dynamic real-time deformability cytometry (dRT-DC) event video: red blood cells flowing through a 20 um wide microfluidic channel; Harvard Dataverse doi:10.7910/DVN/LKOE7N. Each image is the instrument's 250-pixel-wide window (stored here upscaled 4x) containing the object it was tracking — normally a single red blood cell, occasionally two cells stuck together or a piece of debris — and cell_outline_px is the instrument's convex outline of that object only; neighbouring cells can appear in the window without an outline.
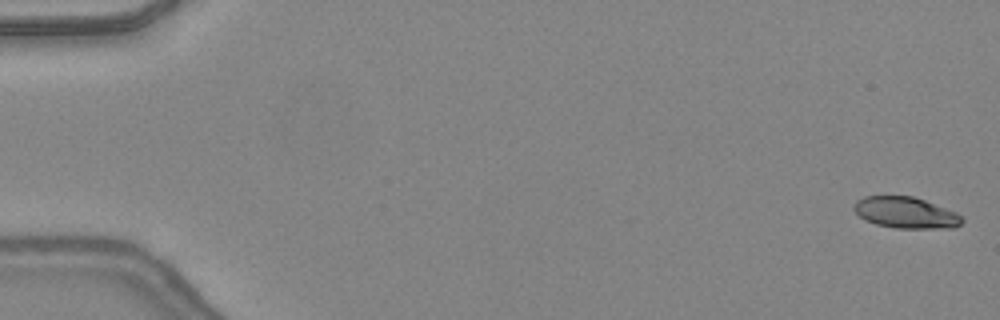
{"species": "common noctule bat (a hibernating species)", "species_latin": "Nyctalus noctula", "temperature_condition": "warm", "stored_images_in_passage": 47, "camera_frame_rate_fps": 3000, "um_per_image_px": 0.085, "animal": {"sex": "female", "body_mass_g": 24.6, "forearm_length_mm": 56.2}, "frame": {"image": 1, "passage_image": 1, "time_ms": 0.0, "image_size_px": [1000, 320], "cell_outline_px": [[964, 220], [960, 224], [952, 228], [896, 228], [876, 224], [864, 220], [852, 208], [856, 200], [864, 196], [912, 196], [924, 200], [956, 212], [964, 216]], "centroid_in_image_um": [76.98, 18.08], "position_along_channel_um": 8.0, "area_um2": 19.71}}
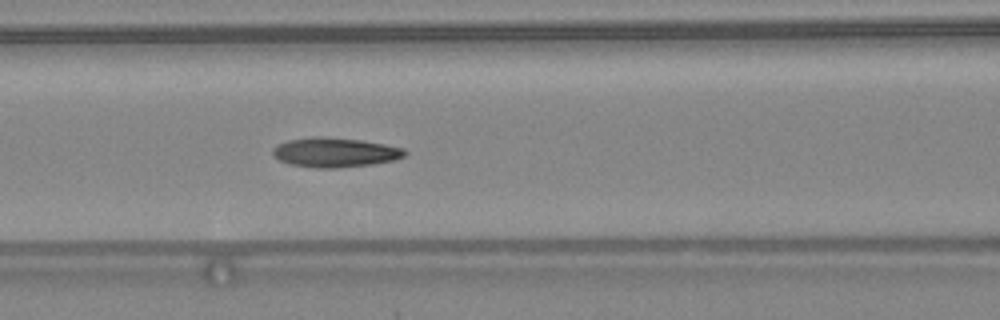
{"frame": {"image": 2, "passage_image": 21, "time_ms": 6.667, "image_size_px": [1000, 320], "cell_outline_px": [[408, 152], [404, 156], [396, 160], [372, 164], [336, 168], [316, 168], [288, 164], [272, 156], [272, 148], [276, 144], [288, 140], [312, 136], [320, 136], [360, 140], [384, 144], [404, 148]], "centroid_in_image_um": [28.44, 12.95], "position_along_channel_um": 138.2, "area_um2": 22.95}}
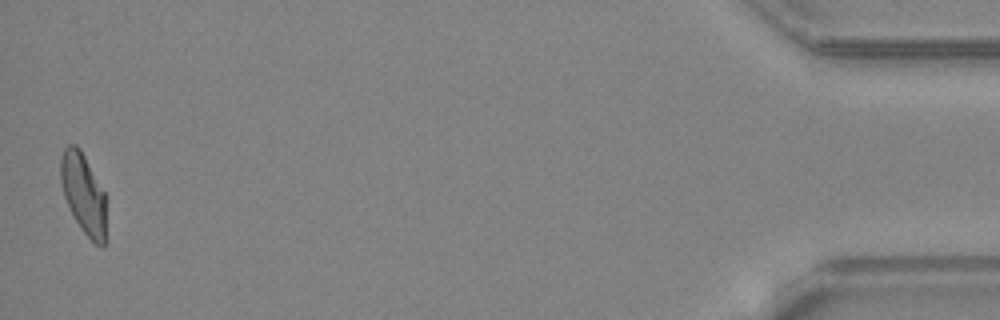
{"frame": {"image": 3, "passage_image": 47, "time_ms": 15.333, "image_size_px": [1000, 320], "cell_outline_px": [[104, 248], [100, 248], [80, 228], [64, 196], [60, 180], [60, 160], [64, 148], [68, 144], [76, 144], [80, 148], [104, 192]], "centroid_in_image_um": [7.06, 16.42], "position_along_channel_um": 428.1, "area_um2": 20.81}, "authors_computed_cell_mechanics": {"area_um2": 21.7906, "velocity_mm_per_s": 4.4035, "shape_relaxation_time_tau1_ms": 5.3105, "shape_relaxation_time_tau2_ms": 1.7386, "deformation_change_tau1": 0.232, "deformation_change_tau2": 0.0888}}